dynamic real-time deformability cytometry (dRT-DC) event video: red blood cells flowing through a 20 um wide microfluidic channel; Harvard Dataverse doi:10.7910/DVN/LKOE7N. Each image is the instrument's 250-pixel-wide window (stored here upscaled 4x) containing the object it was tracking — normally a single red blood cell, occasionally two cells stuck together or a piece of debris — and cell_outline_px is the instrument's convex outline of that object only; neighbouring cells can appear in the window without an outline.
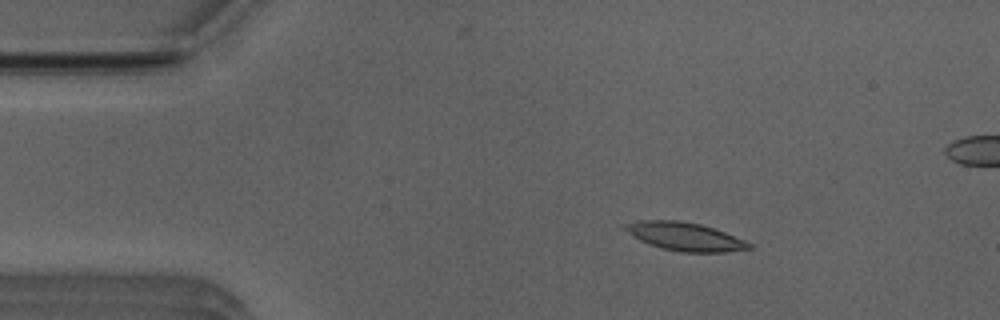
{"species": "Egyptian fruit bat (a non-hibernating species)", "species_latin": "Rousettus aegyptiacus", "temperature_condition": "room temperature", "stored_images_in_passage": 22, "camera_frame_rate_fps": 3000, "um_per_image_px": 0.085, "animal": {"sex": "male"}, "frame": {"image": 1, "passage_image": 7, "time_ms": 2.0, "image_size_px": [1000, 320], "cell_outline_px": [[756, 248], [724, 252], [680, 252], [660, 248], [648, 244], [640, 240], [620, 228], [620, 224], [636, 220], [680, 220], [700, 224], [724, 232], [744, 240], [752, 244]], "centroid_in_image_um": [58.15, 20.1], "position_along_channel_um": 26.8, "area_um2": 20.75}}
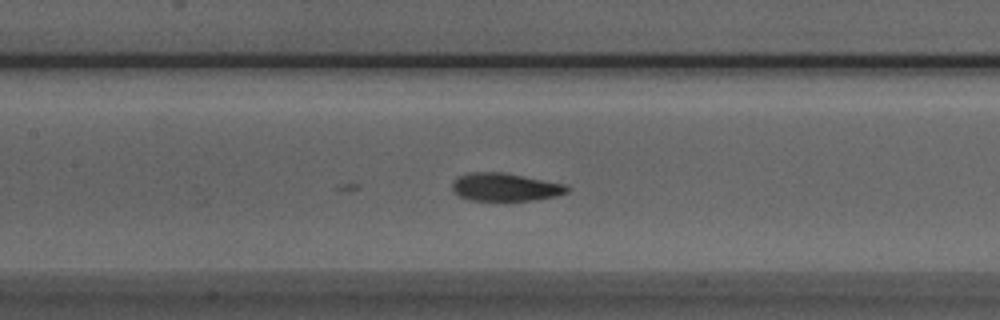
{"frame": {"image": 2, "passage_image": 22, "time_ms": 7.0, "image_size_px": [1000, 320], "cell_outline_px": [[572, 188], [568, 192], [552, 196], [532, 200], [468, 200], [452, 192], [452, 180], [468, 172], [504, 172], [568, 184]], "centroid_in_image_um": [42.94, 15.89], "position_along_channel_um": 164.5, "area_um2": 18.9}}